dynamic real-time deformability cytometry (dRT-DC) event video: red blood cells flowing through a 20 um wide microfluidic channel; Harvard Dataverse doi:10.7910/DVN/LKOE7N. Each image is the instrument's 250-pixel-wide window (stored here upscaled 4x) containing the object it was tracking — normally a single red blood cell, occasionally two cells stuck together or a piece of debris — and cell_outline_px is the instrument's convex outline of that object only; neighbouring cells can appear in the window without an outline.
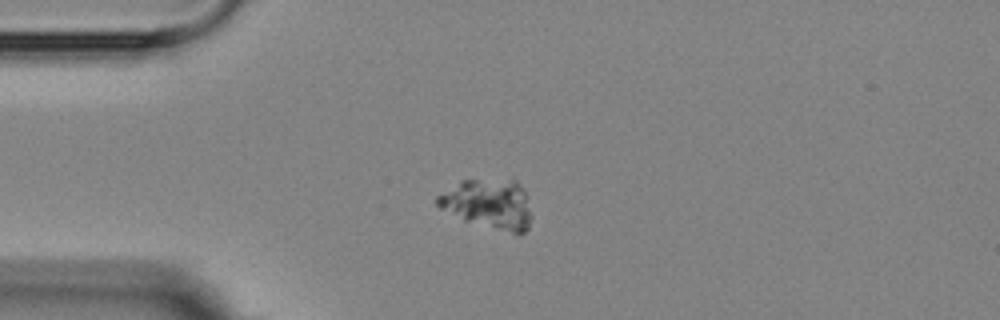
{"species": "Egyptian fruit bat (a non-hibernating species)", "species_latin": "Rousettus aegyptiacus", "temperature_condition": "room temperature", "stored_images_in_passage": 6, "camera_frame_rate_fps": 3000, "um_per_image_px": 0.085, "animal": {"sex": "female"}, "frame": {"image": 1, "passage_image": 4, "time_ms": 3.667, "image_size_px": [1000, 320], "cell_outline_px": [[532, 216], [528, 228], [524, 232], [516, 236], [464, 220], [440, 208], [436, 204], [436, 196], [460, 180], [512, 176], [520, 184], [528, 196]], "centroid_in_image_um": [41.58, 17.3], "position_along_channel_um": 43.4, "area_um2": 28.5}}
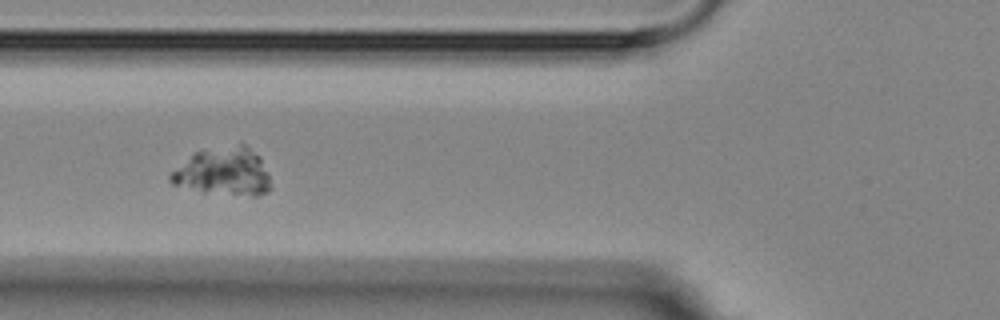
{"frame": {"image": 2, "passage_image": 6, "time_ms": 6.0, "image_size_px": [1000, 320], "cell_outline_px": [[272, 188], [268, 192], [256, 196], [252, 196], [204, 192], [172, 184], [168, 180], [168, 176], [172, 172], [196, 152], [240, 140], [260, 156], [268, 176]], "centroid_in_image_um": [19.04, 14.57], "position_along_channel_um": 106.8, "area_um2": 28.21}}